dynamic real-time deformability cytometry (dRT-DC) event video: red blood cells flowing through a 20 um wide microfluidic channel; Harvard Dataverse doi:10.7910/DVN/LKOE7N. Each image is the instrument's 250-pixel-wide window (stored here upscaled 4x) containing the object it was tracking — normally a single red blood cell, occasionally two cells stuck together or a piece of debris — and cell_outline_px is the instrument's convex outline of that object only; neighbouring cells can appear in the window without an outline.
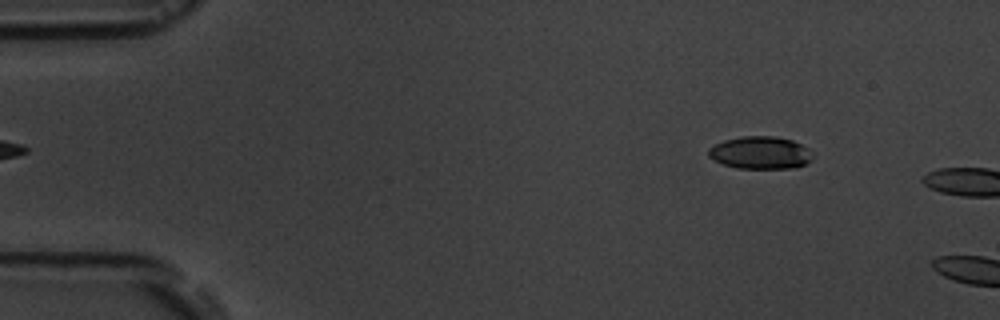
{"species": "common noctule bat (a hibernating species)", "species_latin": "Nyctalus noctula", "temperature_condition": "room temperature", "stored_images_in_passage": 5, "segment_of_instrument_passage": [2, 2], "camera_frame_rate_fps": 3000, "um_per_image_px": 0.085, "animal": {"sex": "male", "body_mass_g": 19.5, "forearm_length_mm": 54.6}, "frame": {"image": 1, "passage_image": 5, "time_ms": 4.667, "image_size_px": [1000, 320], "cell_outline_px": [[812, 160], [796, 168], [736, 168], [724, 164], [708, 156], [708, 148], [724, 140], [744, 136], [776, 136], [792, 140], [808, 148], [812, 152]], "centroid_in_image_um": [64.65, 12.98], "position_along_channel_um": 20.3, "area_um2": 19.71}}